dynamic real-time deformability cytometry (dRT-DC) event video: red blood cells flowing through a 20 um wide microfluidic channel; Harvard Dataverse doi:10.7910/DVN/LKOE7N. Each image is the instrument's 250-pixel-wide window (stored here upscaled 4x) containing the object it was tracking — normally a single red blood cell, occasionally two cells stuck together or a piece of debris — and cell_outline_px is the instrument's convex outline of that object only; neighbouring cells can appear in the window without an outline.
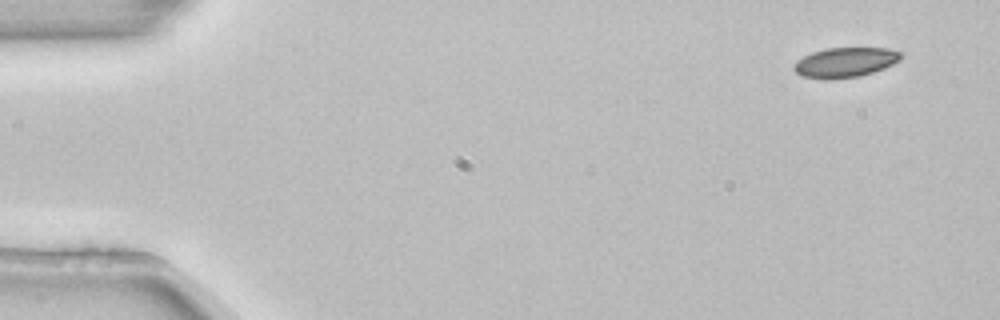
{"species": "common noctule bat (a hibernating species)", "species_latin": "Nyctalus noctula", "temperature_condition": "room temperature", "stored_images_in_passage": 4, "camera_frame_rate_fps": 3000, "um_per_image_px": 0.085, "animal": {"sex": "female", "body_mass_g": 22.7, "forearm_length_mm": 54.2}, "frame": {"image": 1, "passage_image": 1, "time_ms": 0.0, "image_size_px": [1000, 320], "cell_outline_px": [[900, 60], [884, 68], [860, 76], [832, 80], [824, 80], [800, 76], [792, 68], [792, 64], [796, 60], [812, 52], [824, 48], [888, 48], [900, 52]], "centroid_in_image_um": [71.76, 5.32], "position_along_channel_um": 13.2, "area_um2": 18.84}}
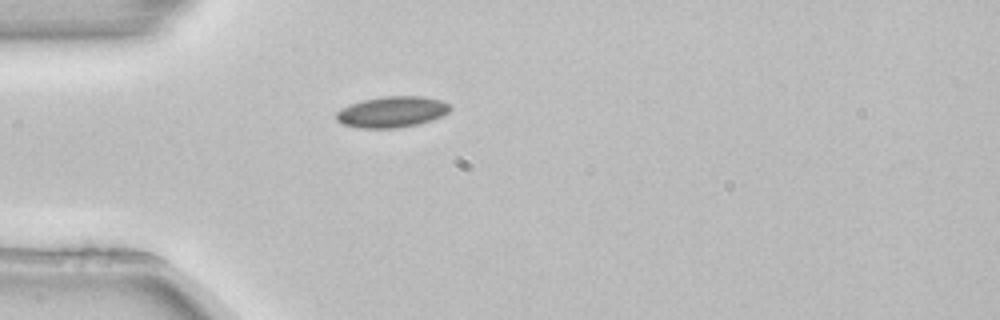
{"frame": {"image": 2, "passage_image": 4, "time_ms": 1.0, "image_size_px": [1000, 320], "cell_outline_px": [[452, 108], [448, 112], [432, 120], [416, 124], [396, 128], [360, 128], [344, 124], [336, 120], [336, 112], [340, 108], [364, 100], [384, 96], [420, 96], [440, 100], [448, 104]], "centroid_in_image_um": [33.3, 9.51], "position_along_channel_um": 51.7, "area_um2": 20.35}}